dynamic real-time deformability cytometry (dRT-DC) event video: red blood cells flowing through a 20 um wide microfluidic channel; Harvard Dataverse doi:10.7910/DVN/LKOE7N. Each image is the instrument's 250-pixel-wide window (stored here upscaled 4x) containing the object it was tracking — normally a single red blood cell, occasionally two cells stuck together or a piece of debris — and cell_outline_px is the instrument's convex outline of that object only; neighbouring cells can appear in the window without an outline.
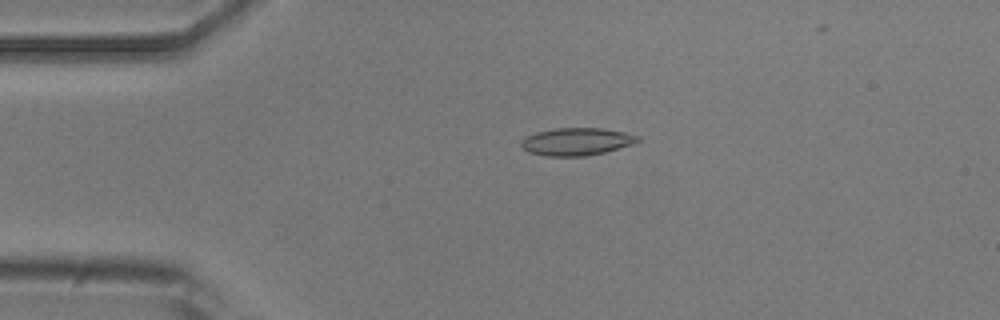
{"species": "common noctule bat (a hibernating species)", "species_latin": "Nyctalus noctula", "temperature_condition": "room temperature", "stored_images_in_passage": 5, "camera_frame_rate_fps": 3000, "um_per_image_px": 0.085, "animal": {"sex": "male", "body_mass_g": 20.5, "forearm_length_mm": 52.5}, "frame": {"image": 1, "passage_image": 4, "time_ms": 3.333, "image_size_px": [1000, 320], "cell_outline_px": [[640, 140], [632, 144], [604, 152], [584, 156], [548, 156], [528, 152], [520, 144], [520, 140], [524, 136], [536, 132], [556, 128], [600, 128], [624, 132], [640, 136]], "centroid_in_image_um": [48.97, 12.03], "position_along_channel_um": 36.0, "area_um2": 18.67}}